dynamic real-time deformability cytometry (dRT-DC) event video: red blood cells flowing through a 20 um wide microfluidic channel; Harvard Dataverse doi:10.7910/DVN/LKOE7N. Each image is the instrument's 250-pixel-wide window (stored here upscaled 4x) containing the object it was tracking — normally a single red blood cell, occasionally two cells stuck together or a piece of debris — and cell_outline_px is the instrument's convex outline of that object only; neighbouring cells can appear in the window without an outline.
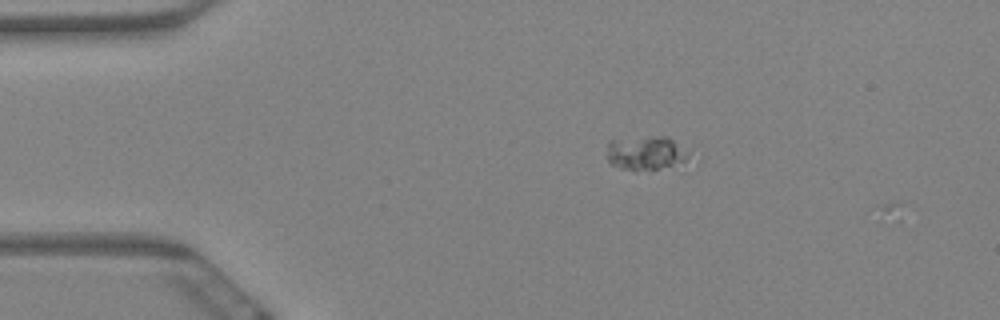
{"species": "Egyptian fruit bat (a non-hibernating species)", "species_latin": "Rousettus aegyptiacus", "temperature_condition": "warm", "stored_images_in_passage": 3, "camera_frame_rate_fps": 3000, "um_per_image_px": 0.085, "animal": {"sex": "female"}, "frame": {"image": 1, "passage_image": 1, "time_ms": 0.0, "image_size_px": [1000, 320], "cell_outline_px": [[700, 160], [660, 168], [636, 172], [620, 168], [612, 164], [608, 160], [608, 140], [656, 136], [668, 136], [688, 148], [700, 156]], "centroid_in_image_um": [55.13, 13.03], "position_along_channel_um": 29.9, "area_um2": 17.46}}